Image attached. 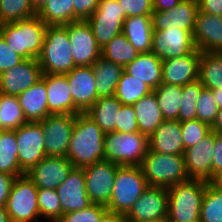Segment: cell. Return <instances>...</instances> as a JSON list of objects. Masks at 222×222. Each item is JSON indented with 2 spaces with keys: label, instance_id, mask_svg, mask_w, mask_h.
Instances as JSON below:
<instances>
[{
  "label": "cell",
  "instance_id": "6da1fadb",
  "mask_svg": "<svg viewBox=\"0 0 222 222\" xmlns=\"http://www.w3.org/2000/svg\"><path fill=\"white\" fill-rule=\"evenodd\" d=\"M104 136L105 133L86 113H78L66 158L75 168L105 160Z\"/></svg>",
  "mask_w": 222,
  "mask_h": 222
},
{
  "label": "cell",
  "instance_id": "7a4b0ae2",
  "mask_svg": "<svg viewBox=\"0 0 222 222\" xmlns=\"http://www.w3.org/2000/svg\"><path fill=\"white\" fill-rule=\"evenodd\" d=\"M47 25L37 16L0 24V35L23 59H37L43 47Z\"/></svg>",
  "mask_w": 222,
  "mask_h": 222
},
{
  "label": "cell",
  "instance_id": "3957f363",
  "mask_svg": "<svg viewBox=\"0 0 222 222\" xmlns=\"http://www.w3.org/2000/svg\"><path fill=\"white\" fill-rule=\"evenodd\" d=\"M38 63L43 74H67L75 66L70 48L68 24L47 26Z\"/></svg>",
  "mask_w": 222,
  "mask_h": 222
},
{
  "label": "cell",
  "instance_id": "277c9868",
  "mask_svg": "<svg viewBox=\"0 0 222 222\" xmlns=\"http://www.w3.org/2000/svg\"><path fill=\"white\" fill-rule=\"evenodd\" d=\"M209 182L189 179L167 189L168 217L171 222H199L205 188Z\"/></svg>",
  "mask_w": 222,
  "mask_h": 222
},
{
  "label": "cell",
  "instance_id": "5b68a950",
  "mask_svg": "<svg viewBox=\"0 0 222 222\" xmlns=\"http://www.w3.org/2000/svg\"><path fill=\"white\" fill-rule=\"evenodd\" d=\"M140 167L148 186L168 189L189 180L184 155H166L148 149Z\"/></svg>",
  "mask_w": 222,
  "mask_h": 222
},
{
  "label": "cell",
  "instance_id": "8992f818",
  "mask_svg": "<svg viewBox=\"0 0 222 222\" xmlns=\"http://www.w3.org/2000/svg\"><path fill=\"white\" fill-rule=\"evenodd\" d=\"M147 187L140 166H119L106 208L110 213L126 215Z\"/></svg>",
  "mask_w": 222,
  "mask_h": 222
},
{
  "label": "cell",
  "instance_id": "52a82bcc",
  "mask_svg": "<svg viewBox=\"0 0 222 222\" xmlns=\"http://www.w3.org/2000/svg\"><path fill=\"white\" fill-rule=\"evenodd\" d=\"M148 149V137L140 132H109L104 136L105 160L119 166H141Z\"/></svg>",
  "mask_w": 222,
  "mask_h": 222
},
{
  "label": "cell",
  "instance_id": "ba28073f",
  "mask_svg": "<svg viewBox=\"0 0 222 222\" xmlns=\"http://www.w3.org/2000/svg\"><path fill=\"white\" fill-rule=\"evenodd\" d=\"M5 207L11 222H42L38 188L26 174L14 179Z\"/></svg>",
  "mask_w": 222,
  "mask_h": 222
},
{
  "label": "cell",
  "instance_id": "9c48e42d",
  "mask_svg": "<svg viewBox=\"0 0 222 222\" xmlns=\"http://www.w3.org/2000/svg\"><path fill=\"white\" fill-rule=\"evenodd\" d=\"M125 19L124 10L117 0H100L97 9L86 21L91 26L97 45L103 48L122 33Z\"/></svg>",
  "mask_w": 222,
  "mask_h": 222
},
{
  "label": "cell",
  "instance_id": "30bf717a",
  "mask_svg": "<svg viewBox=\"0 0 222 222\" xmlns=\"http://www.w3.org/2000/svg\"><path fill=\"white\" fill-rule=\"evenodd\" d=\"M20 169L26 174L45 156L42 123L27 122L15 130Z\"/></svg>",
  "mask_w": 222,
  "mask_h": 222
},
{
  "label": "cell",
  "instance_id": "8fae6325",
  "mask_svg": "<svg viewBox=\"0 0 222 222\" xmlns=\"http://www.w3.org/2000/svg\"><path fill=\"white\" fill-rule=\"evenodd\" d=\"M169 195L167 188L148 186L125 215L127 222L166 221Z\"/></svg>",
  "mask_w": 222,
  "mask_h": 222
},
{
  "label": "cell",
  "instance_id": "7c38bea8",
  "mask_svg": "<svg viewBox=\"0 0 222 222\" xmlns=\"http://www.w3.org/2000/svg\"><path fill=\"white\" fill-rule=\"evenodd\" d=\"M118 167L116 163L100 160L83 168L86 193L93 204L108 205Z\"/></svg>",
  "mask_w": 222,
  "mask_h": 222
},
{
  "label": "cell",
  "instance_id": "4fadbf2b",
  "mask_svg": "<svg viewBox=\"0 0 222 222\" xmlns=\"http://www.w3.org/2000/svg\"><path fill=\"white\" fill-rule=\"evenodd\" d=\"M75 119L72 114H50L41 121L46 156L66 157Z\"/></svg>",
  "mask_w": 222,
  "mask_h": 222
},
{
  "label": "cell",
  "instance_id": "5bb4252c",
  "mask_svg": "<svg viewBox=\"0 0 222 222\" xmlns=\"http://www.w3.org/2000/svg\"><path fill=\"white\" fill-rule=\"evenodd\" d=\"M68 34L76 67L92 66L101 57V48L97 45L91 26L86 20L69 23Z\"/></svg>",
  "mask_w": 222,
  "mask_h": 222
},
{
  "label": "cell",
  "instance_id": "9a60e30c",
  "mask_svg": "<svg viewBox=\"0 0 222 222\" xmlns=\"http://www.w3.org/2000/svg\"><path fill=\"white\" fill-rule=\"evenodd\" d=\"M74 103V115L85 113L99 98L92 66L74 67L65 74Z\"/></svg>",
  "mask_w": 222,
  "mask_h": 222
},
{
  "label": "cell",
  "instance_id": "2e32d148",
  "mask_svg": "<svg viewBox=\"0 0 222 222\" xmlns=\"http://www.w3.org/2000/svg\"><path fill=\"white\" fill-rule=\"evenodd\" d=\"M192 34L180 28L153 31L151 52L162 60L187 55L197 49Z\"/></svg>",
  "mask_w": 222,
  "mask_h": 222
},
{
  "label": "cell",
  "instance_id": "e0dca14e",
  "mask_svg": "<svg viewBox=\"0 0 222 222\" xmlns=\"http://www.w3.org/2000/svg\"><path fill=\"white\" fill-rule=\"evenodd\" d=\"M42 69L37 59H24L18 65L0 74V92L19 96L42 78Z\"/></svg>",
  "mask_w": 222,
  "mask_h": 222
},
{
  "label": "cell",
  "instance_id": "ac0fdd59",
  "mask_svg": "<svg viewBox=\"0 0 222 222\" xmlns=\"http://www.w3.org/2000/svg\"><path fill=\"white\" fill-rule=\"evenodd\" d=\"M215 132L210 131L196 145L185 149L184 159L189 179L212 182V157Z\"/></svg>",
  "mask_w": 222,
  "mask_h": 222
},
{
  "label": "cell",
  "instance_id": "d6986e66",
  "mask_svg": "<svg viewBox=\"0 0 222 222\" xmlns=\"http://www.w3.org/2000/svg\"><path fill=\"white\" fill-rule=\"evenodd\" d=\"M198 11V0H183L168 11H154L153 31L180 28L193 33Z\"/></svg>",
  "mask_w": 222,
  "mask_h": 222
},
{
  "label": "cell",
  "instance_id": "ffe728a7",
  "mask_svg": "<svg viewBox=\"0 0 222 222\" xmlns=\"http://www.w3.org/2000/svg\"><path fill=\"white\" fill-rule=\"evenodd\" d=\"M73 168L66 157L45 156L26 175L38 189H56Z\"/></svg>",
  "mask_w": 222,
  "mask_h": 222
},
{
  "label": "cell",
  "instance_id": "44dd1931",
  "mask_svg": "<svg viewBox=\"0 0 222 222\" xmlns=\"http://www.w3.org/2000/svg\"><path fill=\"white\" fill-rule=\"evenodd\" d=\"M61 203V216L88 208L93 203L86 193L83 168H73L68 177L56 188Z\"/></svg>",
  "mask_w": 222,
  "mask_h": 222
},
{
  "label": "cell",
  "instance_id": "7402d4cb",
  "mask_svg": "<svg viewBox=\"0 0 222 222\" xmlns=\"http://www.w3.org/2000/svg\"><path fill=\"white\" fill-rule=\"evenodd\" d=\"M201 51L162 60V83L184 86L199 79Z\"/></svg>",
  "mask_w": 222,
  "mask_h": 222
},
{
  "label": "cell",
  "instance_id": "603a6c76",
  "mask_svg": "<svg viewBox=\"0 0 222 222\" xmlns=\"http://www.w3.org/2000/svg\"><path fill=\"white\" fill-rule=\"evenodd\" d=\"M192 35L199 51L222 52V17L198 11Z\"/></svg>",
  "mask_w": 222,
  "mask_h": 222
},
{
  "label": "cell",
  "instance_id": "cb8c5ba5",
  "mask_svg": "<svg viewBox=\"0 0 222 222\" xmlns=\"http://www.w3.org/2000/svg\"><path fill=\"white\" fill-rule=\"evenodd\" d=\"M149 149L160 154L184 155L181 125L178 120H165L148 138Z\"/></svg>",
  "mask_w": 222,
  "mask_h": 222
},
{
  "label": "cell",
  "instance_id": "d4e9b609",
  "mask_svg": "<svg viewBox=\"0 0 222 222\" xmlns=\"http://www.w3.org/2000/svg\"><path fill=\"white\" fill-rule=\"evenodd\" d=\"M48 111L51 114L74 115V103L67 77L64 74H45Z\"/></svg>",
  "mask_w": 222,
  "mask_h": 222
},
{
  "label": "cell",
  "instance_id": "484cf974",
  "mask_svg": "<svg viewBox=\"0 0 222 222\" xmlns=\"http://www.w3.org/2000/svg\"><path fill=\"white\" fill-rule=\"evenodd\" d=\"M27 122H40L51 113L48 111V98L45 74L25 92L17 96Z\"/></svg>",
  "mask_w": 222,
  "mask_h": 222
},
{
  "label": "cell",
  "instance_id": "4316f807",
  "mask_svg": "<svg viewBox=\"0 0 222 222\" xmlns=\"http://www.w3.org/2000/svg\"><path fill=\"white\" fill-rule=\"evenodd\" d=\"M124 71L155 89L162 83V59L153 52L140 53L124 67Z\"/></svg>",
  "mask_w": 222,
  "mask_h": 222
},
{
  "label": "cell",
  "instance_id": "83f0119b",
  "mask_svg": "<svg viewBox=\"0 0 222 222\" xmlns=\"http://www.w3.org/2000/svg\"><path fill=\"white\" fill-rule=\"evenodd\" d=\"M122 33L139 53L151 52L153 37L152 15L126 18L123 23Z\"/></svg>",
  "mask_w": 222,
  "mask_h": 222
},
{
  "label": "cell",
  "instance_id": "f1b7e54d",
  "mask_svg": "<svg viewBox=\"0 0 222 222\" xmlns=\"http://www.w3.org/2000/svg\"><path fill=\"white\" fill-rule=\"evenodd\" d=\"M122 103L115 96L99 97L85 112L107 134L118 132V113Z\"/></svg>",
  "mask_w": 222,
  "mask_h": 222
},
{
  "label": "cell",
  "instance_id": "f546056e",
  "mask_svg": "<svg viewBox=\"0 0 222 222\" xmlns=\"http://www.w3.org/2000/svg\"><path fill=\"white\" fill-rule=\"evenodd\" d=\"M132 106L136 113L139 132L148 138L165 121L153 91L149 95L142 97Z\"/></svg>",
  "mask_w": 222,
  "mask_h": 222
},
{
  "label": "cell",
  "instance_id": "4dcf8cb0",
  "mask_svg": "<svg viewBox=\"0 0 222 222\" xmlns=\"http://www.w3.org/2000/svg\"><path fill=\"white\" fill-rule=\"evenodd\" d=\"M96 76V90L98 97L114 96L117 84L124 71V67L100 57L92 65Z\"/></svg>",
  "mask_w": 222,
  "mask_h": 222
},
{
  "label": "cell",
  "instance_id": "1f68e13d",
  "mask_svg": "<svg viewBox=\"0 0 222 222\" xmlns=\"http://www.w3.org/2000/svg\"><path fill=\"white\" fill-rule=\"evenodd\" d=\"M0 172L15 178L25 174L19 166L15 130L0 131Z\"/></svg>",
  "mask_w": 222,
  "mask_h": 222
},
{
  "label": "cell",
  "instance_id": "d6a6232c",
  "mask_svg": "<svg viewBox=\"0 0 222 222\" xmlns=\"http://www.w3.org/2000/svg\"><path fill=\"white\" fill-rule=\"evenodd\" d=\"M199 80L206 89H222V52H201Z\"/></svg>",
  "mask_w": 222,
  "mask_h": 222
},
{
  "label": "cell",
  "instance_id": "836d02e7",
  "mask_svg": "<svg viewBox=\"0 0 222 222\" xmlns=\"http://www.w3.org/2000/svg\"><path fill=\"white\" fill-rule=\"evenodd\" d=\"M73 0H47L37 16L47 25H67L74 22Z\"/></svg>",
  "mask_w": 222,
  "mask_h": 222
},
{
  "label": "cell",
  "instance_id": "e575fe53",
  "mask_svg": "<svg viewBox=\"0 0 222 222\" xmlns=\"http://www.w3.org/2000/svg\"><path fill=\"white\" fill-rule=\"evenodd\" d=\"M164 120H178L182 101V86L161 83L153 89Z\"/></svg>",
  "mask_w": 222,
  "mask_h": 222
},
{
  "label": "cell",
  "instance_id": "d590c367",
  "mask_svg": "<svg viewBox=\"0 0 222 222\" xmlns=\"http://www.w3.org/2000/svg\"><path fill=\"white\" fill-rule=\"evenodd\" d=\"M139 54L123 33L116 35L108 44L101 48L102 57L123 67L133 62Z\"/></svg>",
  "mask_w": 222,
  "mask_h": 222
},
{
  "label": "cell",
  "instance_id": "8d00e7d4",
  "mask_svg": "<svg viewBox=\"0 0 222 222\" xmlns=\"http://www.w3.org/2000/svg\"><path fill=\"white\" fill-rule=\"evenodd\" d=\"M152 91L153 89L145 82H142L123 71L114 96L122 104L133 105L142 97L149 95Z\"/></svg>",
  "mask_w": 222,
  "mask_h": 222
},
{
  "label": "cell",
  "instance_id": "74e56055",
  "mask_svg": "<svg viewBox=\"0 0 222 222\" xmlns=\"http://www.w3.org/2000/svg\"><path fill=\"white\" fill-rule=\"evenodd\" d=\"M27 123L17 96L0 92V131L16 130Z\"/></svg>",
  "mask_w": 222,
  "mask_h": 222
},
{
  "label": "cell",
  "instance_id": "f35d334b",
  "mask_svg": "<svg viewBox=\"0 0 222 222\" xmlns=\"http://www.w3.org/2000/svg\"><path fill=\"white\" fill-rule=\"evenodd\" d=\"M199 222H222V188L215 182L205 188Z\"/></svg>",
  "mask_w": 222,
  "mask_h": 222
},
{
  "label": "cell",
  "instance_id": "ab89813d",
  "mask_svg": "<svg viewBox=\"0 0 222 222\" xmlns=\"http://www.w3.org/2000/svg\"><path fill=\"white\" fill-rule=\"evenodd\" d=\"M204 88L199 79L182 86V101L178 115L179 122L197 119V101Z\"/></svg>",
  "mask_w": 222,
  "mask_h": 222
},
{
  "label": "cell",
  "instance_id": "60d3db41",
  "mask_svg": "<svg viewBox=\"0 0 222 222\" xmlns=\"http://www.w3.org/2000/svg\"><path fill=\"white\" fill-rule=\"evenodd\" d=\"M37 15L30 0H0V24Z\"/></svg>",
  "mask_w": 222,
  "mask_h": 222
},
{
  "label": "cell",
  "instance_id": "b9f144b4",
  "mask_svg": "<svg viewBox=\"0 0 222 222\" xmlns=\"http://www.w3.org/2000/svg\"><path fill=\"white\" fill-rule=\"evenodd\" d=\"M41 221L56 222L61 217V203L56 189H38Z\"/></svg>",
  "mask_w": 222,
  "mask_h": 222
},
{
  "label": "cell",
  "instance_id": "7bdbcfd3",
  "mask_svg": "<svg viewBox=\"0 0 222 222\" xmlns=\"http://www.w3.org/2000/svg\"><path fill=\"white\" fill-rule=\"evenodd\" d=\"M184 149L196 145L210 131L211 127L198 119L180 122Z\"/></svg>",
  "mask_w": 222,
  "mask_h": 222
},
{
  "label": "cell",
  "instance_id": "ee69618b",
  "mask_svg": "<svg viewBox=\"0 0 222 222\" xmlns=\"http://www.w3.org/2000/svg\"><path fill=\"white\" fill-rule=\"evenodd\" d=\"M108 212L106 206L92 204L88 208L63 214L56 222H101Z\"/></svg>",
  "mask_w": 222,
  "mask_h": 222
},
{
  "label": "cell",
  "instance_id": "f6af8a7d",
  "mask_svg": "<svg viewBox=\"0 0 222 222\" xmlns=\"http://www.w3.org/2000/svg\"><path fill=\"white\" fill-rule=\"evenodd\" d=\"M218 110L217 101L212 90L204 88L197 101V119L211 127L216 119Z\"/></svg>",
  "mask_w": 222,
  "mask_h": 222
},
{
  "label": "cell",
  "instance_id": "bcb514c9",
  "mask_svg": "<svg viewBox=\"0 0 222 222\" xmlns=\"http://www.w3.org/2000/svg\"><path fill=\"white\" fill-rule=\"evenodd\" d=\"M124 10L126 18L140 15H152L153 0H117Z\"/></svg>",
  "mask_w": 222,
  "mask_h": 222
},
{
  "label": "cell",
  "instance_id": "7dc6e473",
  "mask_svg": "<svg viewBox=\"0 0 222 222\" xmlns=\"http://www.w3.org/2000/svg\"><path fill=\"white\" fill-rule=\"evenodd\" d=\"M118 132H139L136 113L132 105L122 104L121 110L118 113Z\"/></svg>",
  "mask_w": 222,
  "mask_h": 222
},
{
  "label": "cell",
  "instance_id": "c3c4849f",
  "mask_svg": "<svg viewBox=\"0 0 222 222\" xmlns=\"http://www.w3.org/2000/svg\"><path fill=\"white\" fill-rule=\"evenodd\" d=\"M24 59L13 51L7 45L2 36L0 35V74L15 65L21 63Z\"/></svg>",
  "mask_w": 222,
  "mask_h": 222
},
{
  "label": "cell",
  "instance_id": "681fc988",
  "mask_svg": "<svg viewBox=\"0 0 222 222\" xmlns=\"http://www.w3.org/2000/svg\"><path fill=\"white\" fill-rule=\"evenodd\" d=\"M100 0H73L74 22L87 20L97 9Z\"/></svg>",
  "mask_w": 222,
  "mask_h": 222
},
{
  "label": "cell",
  "instance_id": "f907efd6",
  "mask_svg": "<svg viewBox=\"0 0 222 222\" xmlns=\"http://www.w3.org/2000/svg\"><path fill=\"white\" fill-rule=\"evenodd\" d=\"M222 174V134L215 132L214 152L212 157V182Z\"/></svg>",
  "mask_w": 222,
  "mask_h": 222
},
{
  "label": "cell",
  "instance_id": "816d5d0a",
  "mask_svg": "<svg viewBox=\"0 0 222 222\" xmlns=\"http://www.w3.org/2000/svg\"><path fill=\"white\" fill-rule=\"evenodd\" d=\"M15 177L0 172V207H5Z\"/></svg>",
  "mask_w": 222,
  "mask_h": 222
},
{
  "label": "cell",
  "instance_id": "f5cc1de1",
  "mask_svg": "<svg viewBox=\"0 0 222 222\" xmlns=\"http://www.w3.org/2000/svg\"><path fill=\"white\" fill-rule=\"evenodd\" d=\"M199 11L222 17V0H198Z\"/></svg>",
  "mask_w": 222,
  "mask_h": 222
},
{
  "label": "cell",
  "instance_id": "db71d44e",
  "mask_svg": "<svg viewBox=\"0 0 222 222\" xmlns=\"http://www.w3.org/2000/svg\"><path fill=\"white\" fill-rule=\"evenodd\" d=\"M183 0H153L154 11H168Z\"/></svg>",
  "mask_w": 222,
  "mask_h": 222
},
{
  "label": "cell",
  "instance_id": "11a10c76",
  "mask_svg": "<svg viewBox=\"0 0 222 222\" xmlns=\"http://www.w3.org/2000/svg\"><path fill=\"white\" fill-rule=\"evenodd\" d=\"M101 222H127L125 215L108 212Z\"/></svg>",
  "mask_w": 222,
  "mask_h": 222
},
{
  "label": "cell",
  "instance_id": "9f6ffc18",
  "mask_svg": "<svg viewBox=\"0 0 222 222\" xmlns=\"http://www.w3.org/2000/svg\"><path fill=\"white\" fill-rule=\"evenodd\" d=\"M211 130L218 134H222V108H219L216 119L211 126Z\"/></svg>",
  "mask_w": 222,
  "mask_h": 222
},
{
  "label": "cell",
  "instance_id": "6f0895ef",
  "mask_svg": "<svg viewBox=\"0 0 222 222\" xmlns=\"http://www.w3.org/2000/svg\"><path fill=\"white\" fill-rule=\"evenodd\" d=\"M215 100L217 101L218 108H222V89L212 90Z\"/></svg>",
  "mask_w": 222,
  "mask_h": 222
},
{
  "label": "cell",
  "instance_id": "680465c9",
  "mask_svg": "<svg viewBox=\"0 0 222 222\" xmlns=\"http://www.w3.org/2000/svg\"><path fill=\"white\" fill-rule=\"evenodd\" d=\"M0 222H11L6 207H0Z\"/></svg>",
  "mask_w": 222,
  "mask_h": 222
},
{
  "label": "cell",
  "instance_id": "91938a15",
  "mask_svg": "<svg viewBox=\"0 0 222 222\" xmlns=\"http://www.w3.org/2000/svg\"><path fill=\"white\" fill-rule=\"evenodd\" d=\"M30 1L34 9L38 11L47 0H30Z\"/></svg>",
  "mask_w": 222,
  "mask_h": 222
},
{
  "label": "cell",
  "instance_id": "94428289",
  "mask_svg": "<svg viewBox=\"0 0 222 222\" xmlns=\"http://www.w3.org/2000/svg\"><path fill=\"white\" fill-rule=\"evenodd\" d=\"M215 183L222 188V174L216 178Z\"/></svg>",
  "mask_w": 222,
  "mask_h": 222
}]
</instances>
